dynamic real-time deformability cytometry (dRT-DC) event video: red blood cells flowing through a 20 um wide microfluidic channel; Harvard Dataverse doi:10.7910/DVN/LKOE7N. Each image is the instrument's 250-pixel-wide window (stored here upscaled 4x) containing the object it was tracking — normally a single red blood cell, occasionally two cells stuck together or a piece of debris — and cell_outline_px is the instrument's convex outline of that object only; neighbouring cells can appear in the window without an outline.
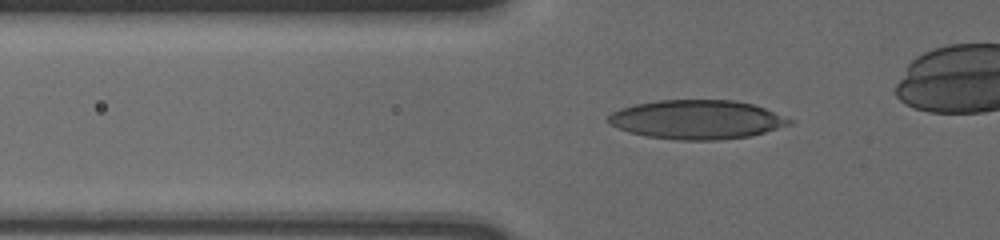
{"species": "human", "species_latin": "Homo sapiens", "temperature_condition": "cold", "stored_images_in_passage": 54, "camera_frame_rate_fps": 3000, "um_per_image_px": 0.085, "donor": {"sex": "male"}, "frame": {"image": 1, "passage_image": 22, "time_ms": 7.0, "image_size_px": [1000, 240], "cell_outline_px": [[792, 124], [764, 132], [748, 136], [720, 140], [680, 140], [648, 136], [628, 132], [616, 128], [608, 124], [608, 116], [612, 112], [620, 108], [636, 104], [660, 100], [736, 100], [752, 104], [764, 108], [792, 120]], "centroid_in_image_um": [59.19, 10.16], "position_along_channel_um": 66.6, "area_um2": 41.04}}
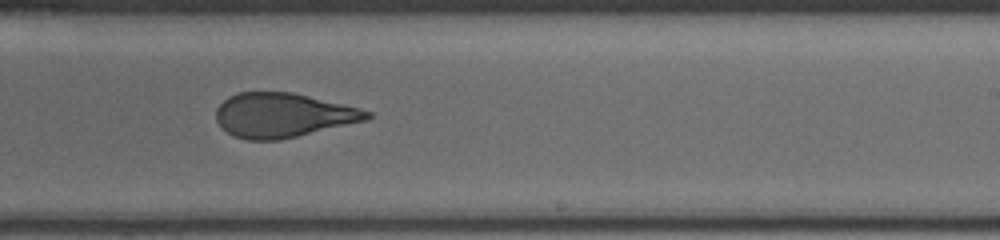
{"frame": {"image": 2, "passage_image": 39, "time_ms": 12.667, "image_size_px": [1000, 240], "cell_outline_px": [[372, 116], [368, 120], [280, 140], [248, 140], [232, 136], [216, 120], [216, 108], [228, 96], [240, 92], [292, 92], [372, 112]], "centroid_in_image_um": [24.02, 9.8], "position_along_channel_um": 265.0, "area_um2": 38.67}}
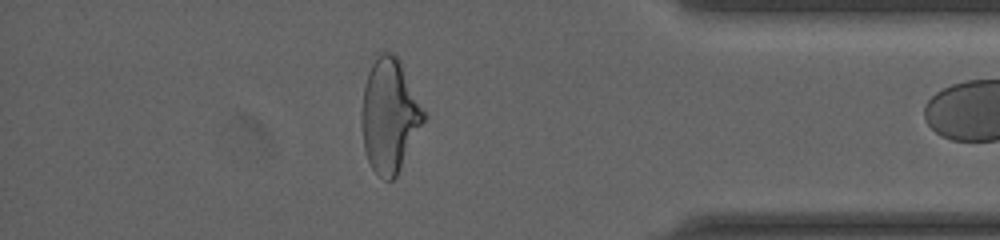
{"frame": {"image": 3, "passage_image": 52, "time_ms": 17.0, "image_size_px": [1000, 240], "cell_outline_px": [[428, 116], [396, 176], [392, 180], [384, 180], [372, 168], [368, 160], [364, 148], [360, 120], [360, 116], [364, 88], [368, 72], [376, 56], [380, 52], [392, 52], [400, 60]], "centroid_in_image_um": [33.12, 9.81], "position_along_channel_um": 402.1, "area_um2": 41.38}}